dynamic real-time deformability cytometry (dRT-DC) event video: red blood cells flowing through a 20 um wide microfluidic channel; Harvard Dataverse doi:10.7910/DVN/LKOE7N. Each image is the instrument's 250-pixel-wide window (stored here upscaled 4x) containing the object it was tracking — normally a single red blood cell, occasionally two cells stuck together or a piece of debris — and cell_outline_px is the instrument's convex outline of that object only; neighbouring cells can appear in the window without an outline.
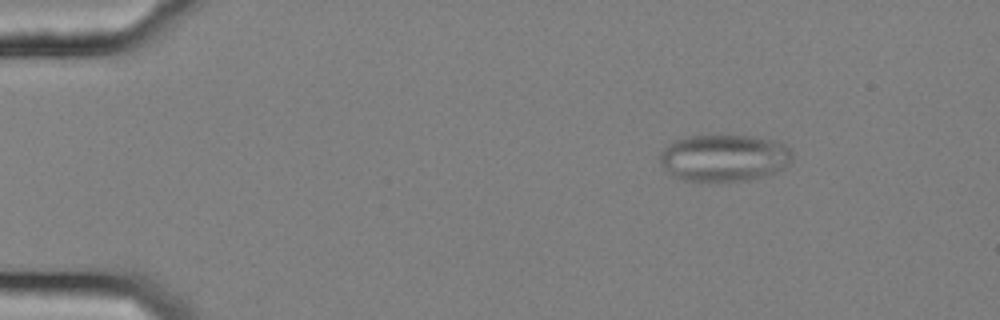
{"species": "common noctule bat (a hibernating species)", "species_latin": "Nyctalus noctula", "temperature_condition": "cold", "stored_images_in_passage": 57, "camera_frame_rate_fps": 3000, "um_per_image_px": 0.085, "animal": {"sex": "female", "body_mass_g": 25.1}, "frame": {"image": 1, "passage_image": 9, "time_ms": 2.667, "image_size_px": [1000, 320], "cell_outline_px": [[792, 160], [784, 168], [776, 172], [748, 180], [684, 180], [668, 172], [660, 164], [660, 152], [672, 140], [688, 136], [752, 136], [776, 140], [784, 144], [792, 152]], "centroid_in_image_um": [61.55, 13.4], "position_along_channel_um": 23.4, "area_um2": 36.01}}
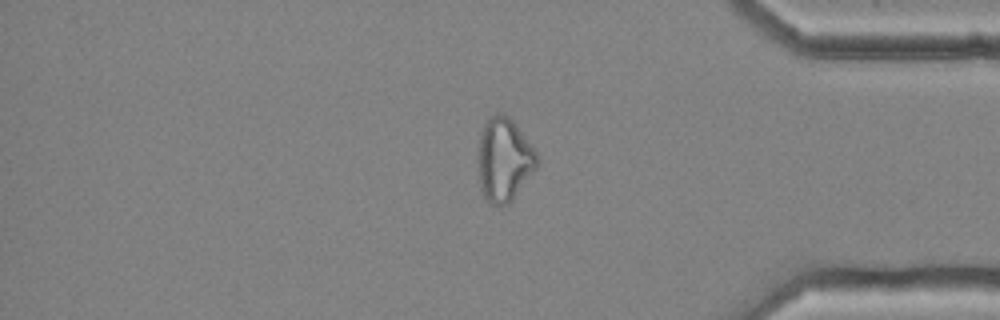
{"frame": {"image": 2, "passage_image": 48, "time_ms": 15.667, "image_size_px": [1000, 320], "cell_outline_px": [[540, 160], [536, 168], [512, 200], [508, 204], [488, 204], [484, 200], [480, 188], [480, 132], [484, 124], [496, 112], [504, 112], [512, 120], [536, 152]], "centroid_in_image_um": [42.86, 13.58], "position_along_channel_um": 392.3, "area_um2": 28.21}}